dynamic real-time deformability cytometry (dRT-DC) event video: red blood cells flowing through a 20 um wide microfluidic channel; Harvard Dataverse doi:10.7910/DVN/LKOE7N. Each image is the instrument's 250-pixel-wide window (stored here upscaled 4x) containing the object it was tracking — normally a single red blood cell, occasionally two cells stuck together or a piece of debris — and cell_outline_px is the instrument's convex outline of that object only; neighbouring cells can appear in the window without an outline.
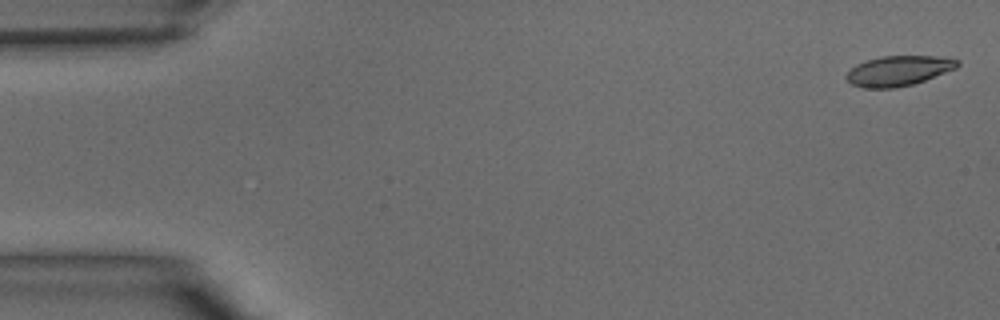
{"species": "common noctule bat (a hibernating species)", "species_latin": "Nyctalus noctula", "temperature_condition": "warm", "stored_images_in_passage": 39, "camera_frame_rate_fps": 3000, "um_per_image_px": 0.085, "animal": {"sex": "male", "body_mass_g": 15.6}, "frame": {"image": 1, "passage_image": 1, "time_ms": 0.0, "image_size_px": [1000, 320], "cell_outline_px": [[960, 64], [956, 68], [924, 80], [912, 84], [896, 88], [864, 88], [852, 84], [844, 76], [856, 64], [880, 56], [936, 56], [960, 60]], "centroid_in_image_um": [76.36, 6.01], "position_along_channel_um": 8.6, "area_um2": 19.31}}
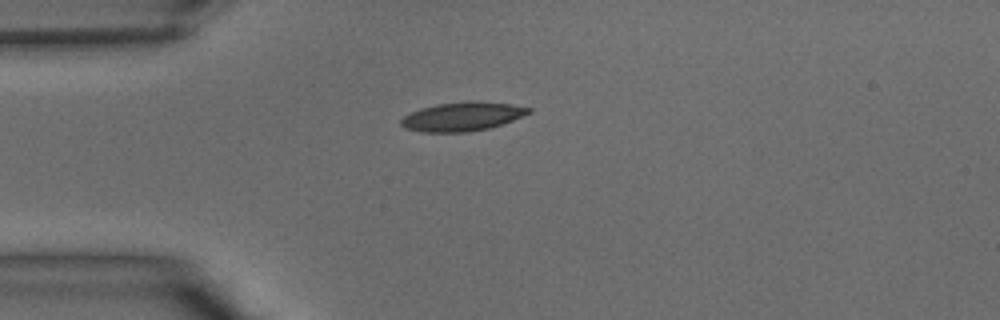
{"frame": {"image": 2, "passage_image": 10, "time_ms": 3.0, "image_size_px": [1000, 320], "cell_outline_px": [[532, 112], [512, 120], [488, 128], [468, 132], [420, 132], [404, 128], [400, 124], [400, 120], [404, 116], [420, 108], [436, 104], [468, 100], [480, 100], [512, 104], [532, 108]], "centroid_in_image_um": [39.29, 9.89], "position_along_channel_um": 45.7, "area_um2": 21.73}}
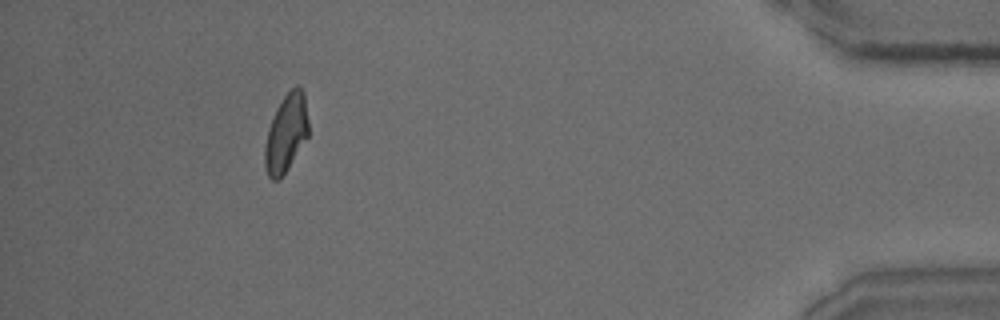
{"frame": {"image": 3, "passage_image": 36, "time_ms": 11.667, "image_size_px": [1000, 320], "cell_outline_px": [[308, 136], [288, 168], [280, 180], [272, 180], [268, 176], [264, 168], [264, 148], [268, 128], [276, 108], [284, 96], [296, 84], [300, 84], [304, 92], [308, 120]], "centroid_in_image_um": [24.31, 11.32], "position_along_channel_um": 410.9, "area_um2": 20.0}}